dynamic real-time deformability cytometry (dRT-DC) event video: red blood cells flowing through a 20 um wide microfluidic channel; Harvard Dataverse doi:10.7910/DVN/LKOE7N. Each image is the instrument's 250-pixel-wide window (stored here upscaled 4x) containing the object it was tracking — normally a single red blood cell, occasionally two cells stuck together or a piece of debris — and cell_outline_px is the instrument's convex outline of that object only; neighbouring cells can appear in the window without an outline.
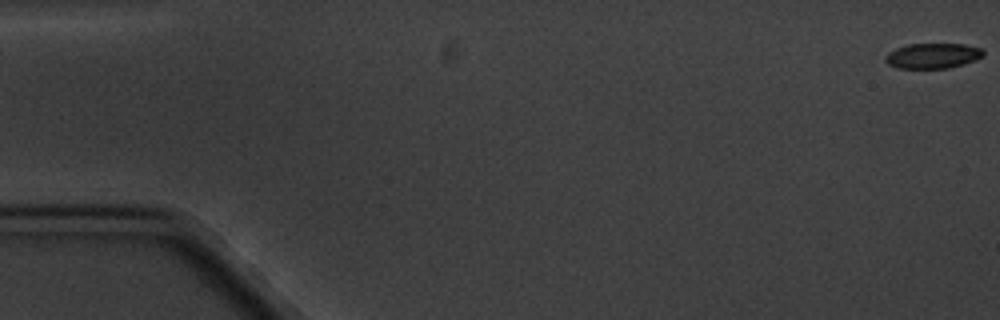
{"species": "common noctule bat (a hibernating species)", "species_latin": "Nyctalus noctula", "temperature_condition": "cold", "stored_images_in_passage": 6, "camera_frame_rate_fps": 3000, "um_per_image_px": 0.085, "animal": {"sex": "male", "body_mass_g": 20.1, "forearm_length_mm": 53.5}, "frame": {"image": 1, "passage_image": 1, "time_ms": 0.0, "image_size_px": [1000, 320], "cell_outline_px": [[984, 56], [964, 64], [948, 68], [896, 68], [888, 64], [884, 60], [884, 56], [888, 52], [896, 48], [908, 44], [964, 44], [984, 48]], "centroid_in_image_um": [79.28, 4.74], "position_along_channel_um": 5.7, "area_um2": 14.57}}
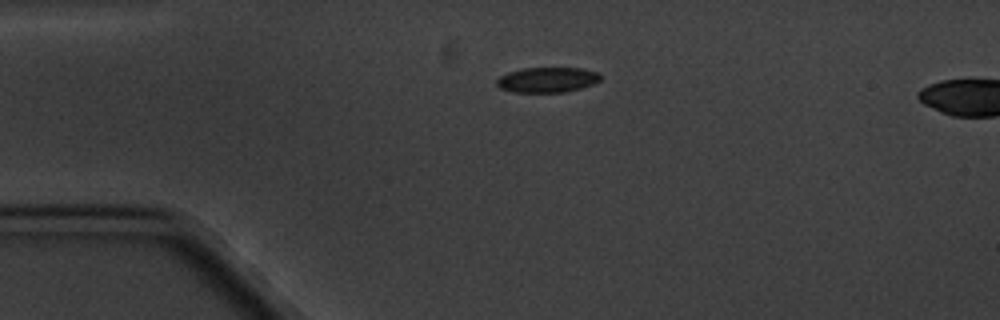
{"frame": {"image": 2, "passage_image": 5, "time_ms": 4.333, "image_size_px": [1000, 320], "cell_outline_px": [[600, 80], [592, 84], [580, 88], [564, 92], [512, 92], [500, 88], [496, 84], [496, 80], [500, 76], [508, 72], [524, 68], [580, 68], [600, 72]], "centroid_in_image_um": [46.51, 6.78], "position_along_channel_um": 38.5, "area_um2": 15.2}}